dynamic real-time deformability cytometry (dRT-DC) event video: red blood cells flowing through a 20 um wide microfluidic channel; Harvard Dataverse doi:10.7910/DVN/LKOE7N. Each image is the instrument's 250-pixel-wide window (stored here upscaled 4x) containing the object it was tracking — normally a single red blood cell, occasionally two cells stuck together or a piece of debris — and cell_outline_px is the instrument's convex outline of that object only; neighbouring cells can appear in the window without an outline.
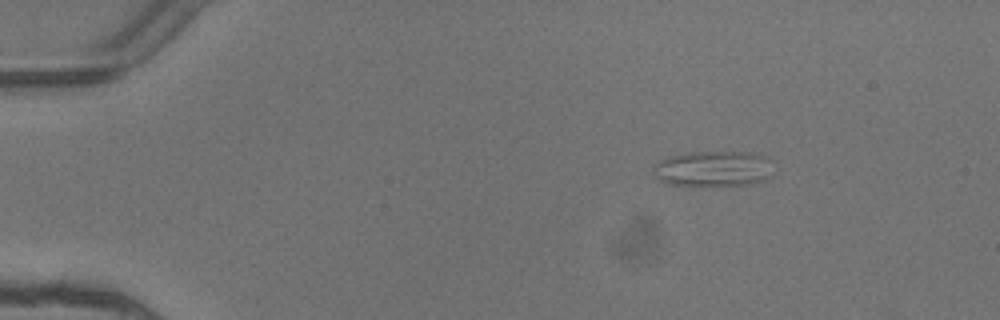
{"species": "common noctule bat (a hibernating species)", "species_latin": "Nyctalus noctula", "temperature_condition": "warm", "stored_images_in_passage": 4, "segment_of_instrument_passage": [1, 2], "camera_frame_rate_fps": 3000, "um_per_image_px": 0.085, "animal": {"sex": "female"}, "frame": {"image": 1, "passage_image": 1, "time_ms": 0.0, "image_size_px": [1000, 320], "cell_outline_px": [[772, 176], [764, 180], [752, 184], [704, 188], [668, 184], [660, 180], [656, 176], [656, 164], [660, 160], [668, 156], [688, 152], [756, 152], [768, 156], [772, 160]], "centroid_in_image_um": [60.72, 14.37], "position_along_channel_um": 24.3, "area_um2": 25.95}}
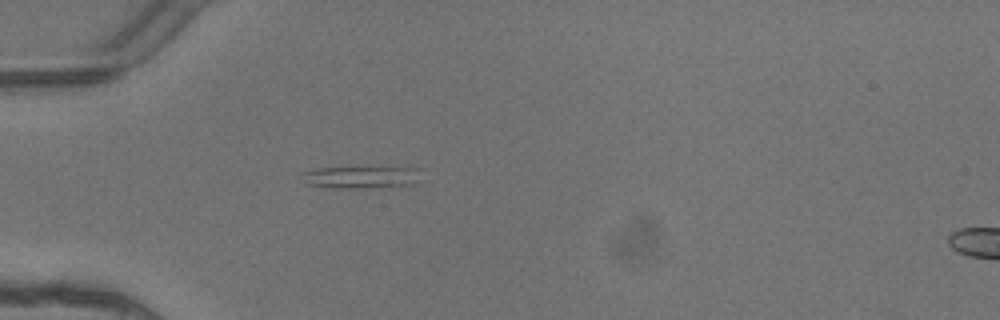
{"frame": {"image": 2, "passage_image": 3, "time_ms": 0.667, "image_size_px": [1000, 320], "cell_outline_px": [[420, 168], [416, 184], [368, 188], [332, 188], [308, 184], [300, 172], [316, 168]], "centroid_in_image_um": [30.67, 15.07], "position_along_channel_um": 54.3, "area_um2": 15.14}}